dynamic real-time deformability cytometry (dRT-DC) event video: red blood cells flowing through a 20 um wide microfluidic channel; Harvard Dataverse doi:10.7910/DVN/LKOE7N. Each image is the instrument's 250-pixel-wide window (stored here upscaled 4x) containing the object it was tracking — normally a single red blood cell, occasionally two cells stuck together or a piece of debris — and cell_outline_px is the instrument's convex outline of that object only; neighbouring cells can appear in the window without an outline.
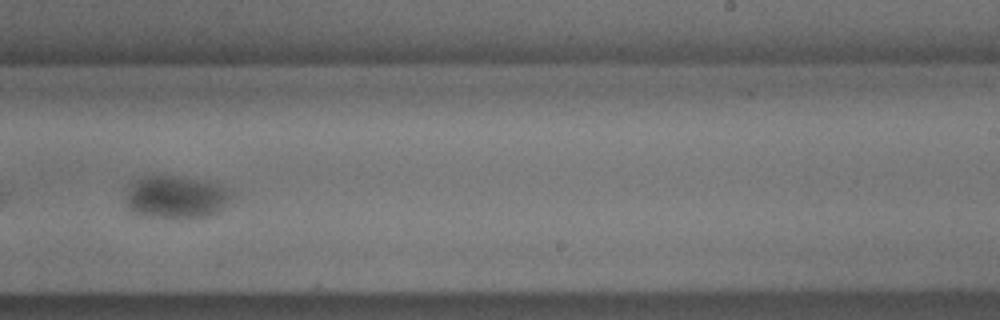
{"species": "common noctule bat (a hibernating species)", "species_latin": "Nyctalus noctula", "temperature_condition": "cold", "stored_images_in_passage": 41, "camera_frame_rate_fps": 3000, "um_per_image_px": 0.085, "animal": {"sex": "male", "body_mass_g": 18.8}, "frame": {"image": 1, "passage_image": 30, "time_ms": 9.667, "image_size_px": [1000, 320], "cell_outline_px": [[232, 196], [228, 204], [220, 212], [208, 216], [140, 216], [128, 212], [128, 188], [136, 180], [148, 176], [176, 176], [204, 180], [220, 184], [232, 192]], "centroid_in_image_um": [15.01, 16.74], "position_along_channel_um": 274.0, "area_um2": 26.01}}